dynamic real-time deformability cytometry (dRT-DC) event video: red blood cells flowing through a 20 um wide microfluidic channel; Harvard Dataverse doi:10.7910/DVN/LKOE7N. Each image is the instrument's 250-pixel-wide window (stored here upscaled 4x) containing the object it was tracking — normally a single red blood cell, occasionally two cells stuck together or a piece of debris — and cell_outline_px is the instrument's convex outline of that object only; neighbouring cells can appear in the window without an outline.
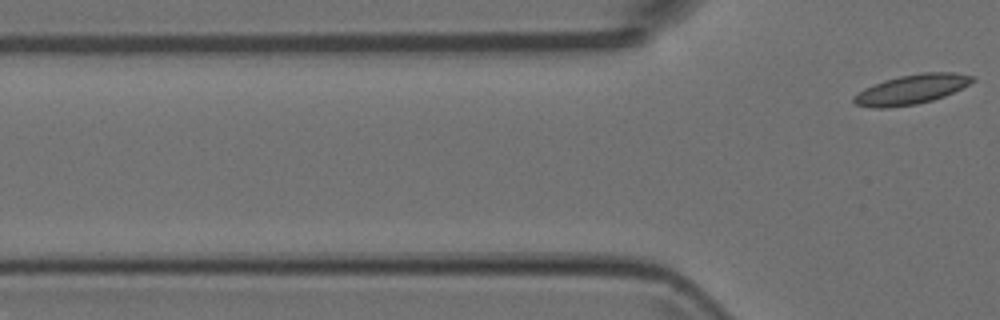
{"species": "Egyptian fruit bat (a non-hibernating species)", "species_latin": "Rousettus aegyptiacus", "temperature_condition": "room temperature", "stored_images_in_passage": 6, "camera_frame_rate_fps": 3000, "um_per_image_px": 0.085, "animal": {"sex": "female"}, "frame": {"image": 1, "passage_image": 6, "time_ms": 1.667, "image_size_px": [1000, 320], "cell_outline_px": [[976, 80], [944, 96], [932, 100], [916, 104], [888, 108], [872, 108], [856, 104], [852, 100], [852, 96], [864, 88], [884, 80], [900, 76], [920, 72], [956, 72], [976, 76]], "centroid_in_image_um": [77.46, 7.59], "position_along_channel_um": 48.3, "area_um2": 20.52}}